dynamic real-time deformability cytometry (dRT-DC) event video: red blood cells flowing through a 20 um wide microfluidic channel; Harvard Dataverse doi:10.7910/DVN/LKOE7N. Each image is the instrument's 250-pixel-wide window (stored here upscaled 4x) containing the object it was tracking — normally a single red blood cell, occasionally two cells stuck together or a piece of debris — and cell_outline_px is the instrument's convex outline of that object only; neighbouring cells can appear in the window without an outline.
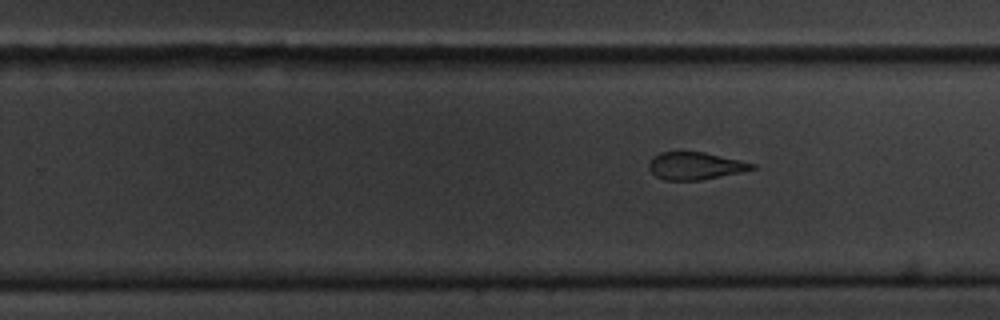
{"species": "common noctule bat (a hibernating species)", "species_latin": "Nyctalus noctula", "temperature_condition": "cold", "stored_images_in_passage": 8, "camera_frame_rate_fps": 3000, "um_per_image_px": 0.085, "animal": {"sex": "male", "body_mass_g": 20.1, "forearm_length_mm": 53.5}, "frame": {"image": 1, "passage_image": 8, "time_ms": 8.667, "image_size_px": [1000, 320], "cell_outline_px": [[756, 168], [740, 172], [700, 180], [664, 180], [656, 176], [648, 168], [648, 164], [652, 156], [660, 152], [680, 148], [704, 152], [756, 164]], "centroid_in_image_um": [59.01, 14.05], "position_along_channel_um": 270.8, "area_um2": 16.99}}